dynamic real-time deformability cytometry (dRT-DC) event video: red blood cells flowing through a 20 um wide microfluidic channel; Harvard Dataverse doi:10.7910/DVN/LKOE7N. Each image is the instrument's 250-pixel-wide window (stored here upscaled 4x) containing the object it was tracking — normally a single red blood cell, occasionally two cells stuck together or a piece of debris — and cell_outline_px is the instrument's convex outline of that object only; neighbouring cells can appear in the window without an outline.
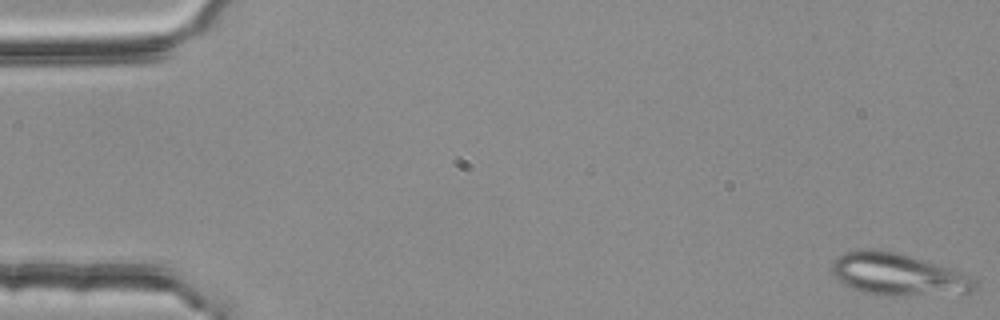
{"species": "common noctule bat (a hibernating species)", "species_latin": "Nyctalus noctula", "temperature_condition": "room temperature", "stored_images_in_passage": 17, "camera_frame_rate_fps": 3000, "um_per_image_px": 0.085, "animal": {"sex": "female", "body_mass_g": 25.1}, "frame": {"image": 1, "passage_image": 1, "time_ms": 0.0, "image_size_px": [1000, 320], "cell_outline_px": [[976, 292], [908, 296], [888, 296], [864, 292], [852, 288], [844, 284], [832, 272], [832, 260], [836, 256], [844, 252], [864, 248], [872, 248], [892, 252], [908, 256], [936, 264], [948, 268], [972, 280], [976, 284]], "centroid_in_image_um": [76.24, 23.33], "position_along_channel_um": 8.8, "area_um2": 34.56}}